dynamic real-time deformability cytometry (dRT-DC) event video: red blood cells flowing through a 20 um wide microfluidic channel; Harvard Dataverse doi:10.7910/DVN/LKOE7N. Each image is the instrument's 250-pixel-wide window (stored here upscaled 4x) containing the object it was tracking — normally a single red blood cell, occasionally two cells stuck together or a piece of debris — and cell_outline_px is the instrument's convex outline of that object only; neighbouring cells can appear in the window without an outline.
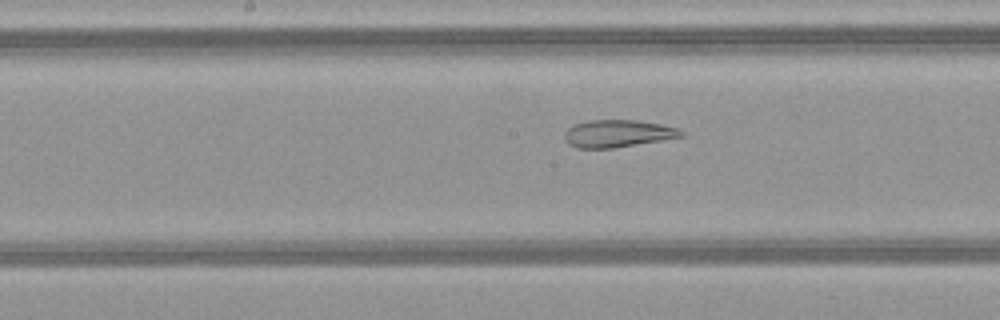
{"species": "common noctule bat (a hibernating species)", "species_latin": "Nyctalus noctula", "temperature_condition": "warm", "stored_images_in_passage": 39, "camera_frame_rate_fps": 3000, "um_per_image_px": 0.085, "animal": {"sex": "female", "body_mass_g": 21.9}, "frame": {"image": 1, "passage_image": 15, "time_ms": 4.667, "image_size_px": [1000, 320], "cell_outline_px": [[684, 136], [612, 148], [576, 148], [568, 144], [564, 140], [564, 132], [572, 124], [588, 120], [636, 120], [660, 124], [676, 128], [684, 132]], "centroid_in_image_um": [52.43, 11.34], "position_along_channel_um": 195.8, "area_um2": 18.55}}
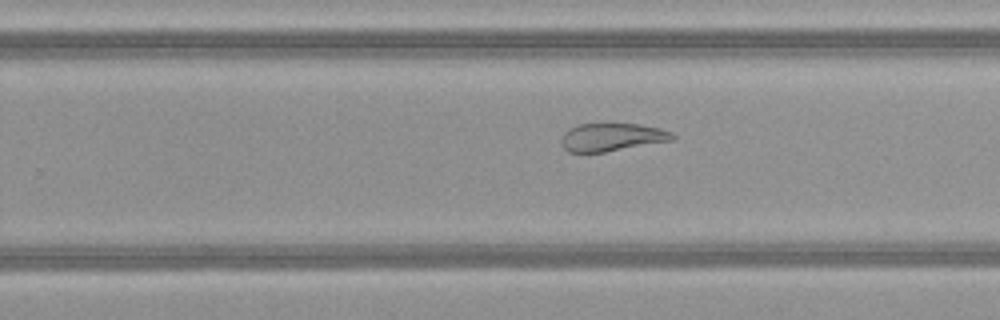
{"frame": {"image": 2, "passage_image": 21, "time_ms": 6.667, "image_size_px": [1000, 320], "cell_outline_px": [[676, 140], [604, 152], [568, 152], [564, 148], [560, 140], [564, 132], [580, 124], [640, 124], [660, 128], [672, 132], [676, 136]], "centroid_in_image_um": [52.06, 11.66], "position_along_channel_um": 277.7, "area_um2": 18.15}}
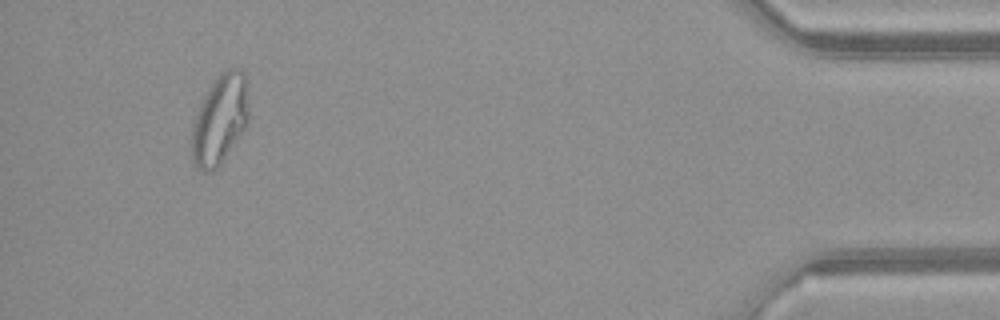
{"frame": {"image": 3, "passage_image": 36, "time_ms": 11.667, "image_size_px": [1000, 320], "cell_outline_px": [[248, 124], [220, 164], [212, 172], [204, 172], [196, 168], [192, 160], [192, 124], [200, 100], [216, 76], [220, 72], [228, 68], [240, 68], [244, 72], [248, 112]], "centroid_in_image_um": [18.66, 10.15], "position_along_channel_um": 416.5, "area_um2": 29.94}, "authors_computed_cell_mechanics": {"area_um2": 23.409, "velocity_mm_per_s": 4.1446, "shape_relaxation_time_tau1_ms": null, "shape_relaxation_time_tau2_ms": 1.7341, "deformation_change_tau1": null, "deformation_change_tau2": 0.0818}}